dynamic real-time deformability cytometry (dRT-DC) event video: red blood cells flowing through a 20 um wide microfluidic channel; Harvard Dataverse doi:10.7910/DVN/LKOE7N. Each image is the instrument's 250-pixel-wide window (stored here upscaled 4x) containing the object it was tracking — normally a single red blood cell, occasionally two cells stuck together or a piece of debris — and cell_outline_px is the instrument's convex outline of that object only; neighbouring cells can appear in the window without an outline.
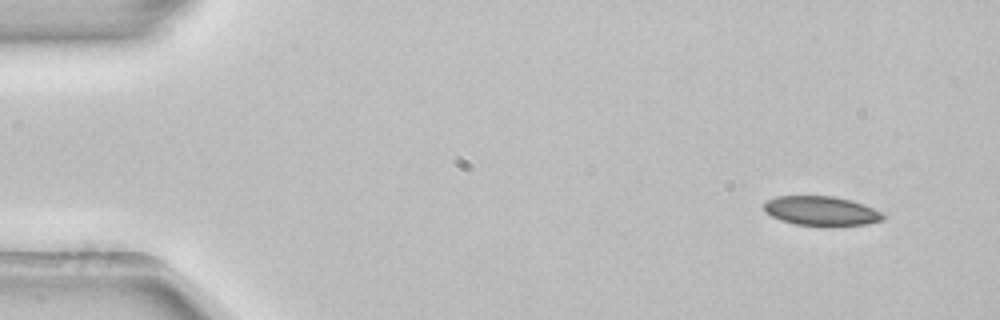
{"species": "common noctule bat (a hibernating species)", "species_latin": "Nyctalus noctula", "temperature_condition": "room temperature", "stored_images_in_passage": 49, "camera_frame_rate_fps": 3000, "um_per_image_px": 0.085, "animal": {"sex": "female", "body_mass_g": 22.7, "forearm_length_mm": 54.2}, "frame": {"image": 1, "passage_image": 1, "time_ms": 0.0, "image_size_px": [1000, 320], "cell_outline_px": [[884, 220], [864, 224], [796, 224], [780, 220], [772, 216], [764, 208], [764, 204], [768, 200], [776, 196], [832, 196], [848, 200], [872, 208], [880, 212], [884, 216]], "centroid_in_image_um": [69.76, 17.9], "position_along_channel_um": 15.2, "area_um2": 19.48}}
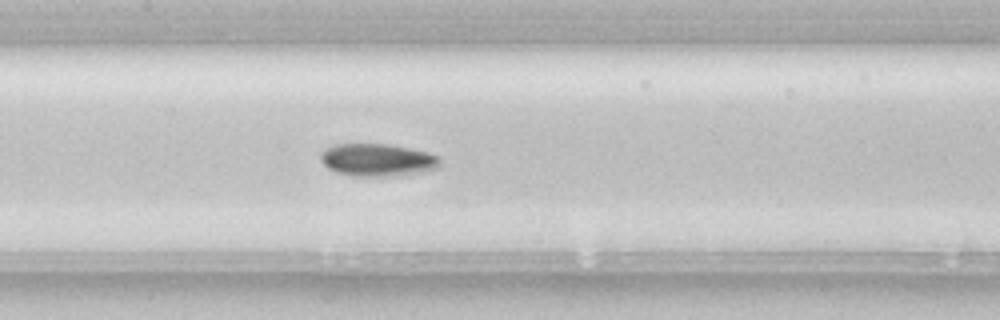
{"frame": {"image": 2, "passage_image": 22, "time_ms": 7.0, "image_size_px": [1000, 320], "cell_outline_px": [[440, 164], [436, 168], [424, 172], [396, 176], [352, 176], [336, 172], [328, 168], [320, 160], [320, 152], [324, 148], [332, 144], [388, 144], [428, 152], [440, 156]], "centroid_in_image_um": [32.07, 13.59], "position_along_channel_um": 175.3, "area_um2": 22.95}}
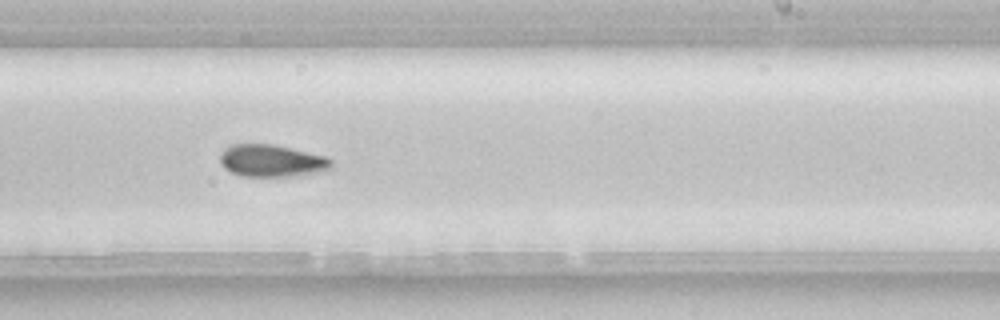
{"frame": {"image": 3, "passage_image": 29, "time_ms": 9.333, "image_size_px": [1000, 320], "cell_outline_px": [[332, 168], [324, 172], [292, 176], [240, 176], [224, 168], [220, 164], [220, 152], [224, 148], [232, 144], [276, 144], [324, 156], [332, 160]], "centroid_in_image_um": [23.09, 13.66], "position_along_channel_um": 265.9, "area_um2": 21.15}}